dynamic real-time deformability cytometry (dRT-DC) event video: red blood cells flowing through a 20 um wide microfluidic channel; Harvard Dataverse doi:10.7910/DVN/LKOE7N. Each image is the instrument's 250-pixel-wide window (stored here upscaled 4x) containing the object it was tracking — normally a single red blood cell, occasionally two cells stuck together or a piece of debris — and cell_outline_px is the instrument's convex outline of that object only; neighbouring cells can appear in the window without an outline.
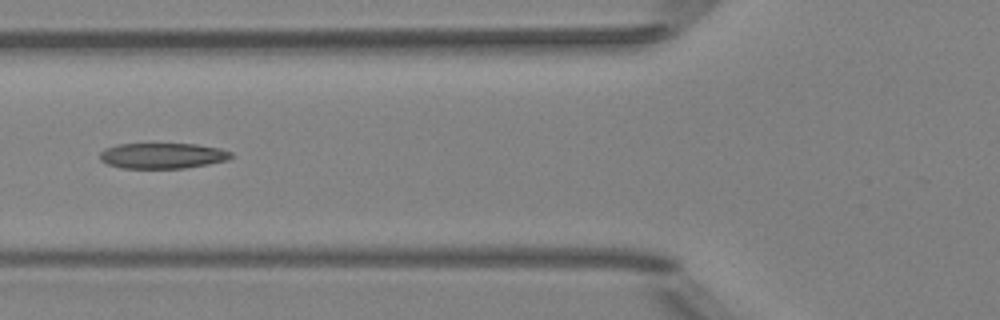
{"species": "Egyptian fruit bat (a non-hibernating species)", "species_latin": "Rousettus aegyptiacus", "temperature_condition": "room temperature", "stored_images_in_passage": 7, "camera_frame_rate_fps": 3000, "um_per_image_px": 0.085, "animal": {"sex": "female"}, "frame": {"image": 1, "passage_image": 6, "time_ms": 5.667, "image_size_px": [1000, 320], "cell_outline_px": [[232, 156], [228, 160], [208, 164], [184, 168], [120, 168], [108, 164], [100, 160], [100, 152], [104, 148], [116, 144], [196, 144], [220, 148], [232, 152]], "centroid_in_image_um": [13.8, 13.23], "position_along_channel_um": 112.0, "area_um2": 19.65}}
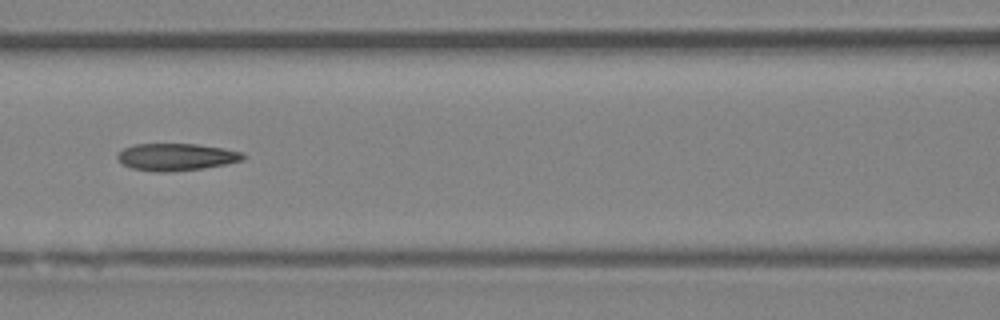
{"frame": {"image": 2, "passage_image": 7, "time_ms": 6.667, "image_size_px": [1000, 320], "cell_outline_px": [[244, 160], [228, 164], [204, 168], [168, 172], [160, 172], [132, 168], [124, 164], [116, 156], [124, 148], [136, 144], [196, 144], [224, 148], [240, 152], [244, 156]], "centroid_in_image_um": [15.01, 13.34], "position_along_channel_um": 151.6, "area_um2": 19.71}}